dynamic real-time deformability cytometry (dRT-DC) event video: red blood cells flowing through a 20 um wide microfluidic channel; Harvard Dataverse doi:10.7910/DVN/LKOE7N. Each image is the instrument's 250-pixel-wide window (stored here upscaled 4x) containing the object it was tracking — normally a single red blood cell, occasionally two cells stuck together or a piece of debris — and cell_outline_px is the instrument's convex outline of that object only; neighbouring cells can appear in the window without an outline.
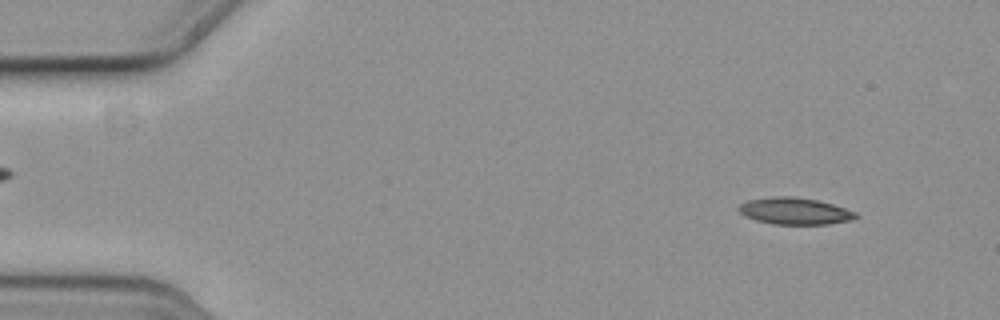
{"species": "common noctule bat (a hibernating species)", "species_latin": "Nyctalus noctula", "temperature_condition": "cold", "stored_images_in_passage": 58, "camera_frame_rate_fps": 3000, "um_per_image_px": 0.085, "animal": {"sex": "female", "body_mass_g": 19.3, "forearm_length_mm": 54.1}, "frame": {"image": 1, "passage_image": 5, "time_ms": 1.333, "image_size_px": [1000, 320], "cell_outline_px": [[860, 216], [852, 220], [828, 224], [772, 224], [756, 220], [744, 216], [740, 212], [740, 204], [748, 200], [772, 196], [792, 196], [816, 200], [832, 204], [856, 212]], "centroid_in_image_um": [67.57, 17.94], "position_along_channel_um": 17.4, "area_um2": 18.21}}
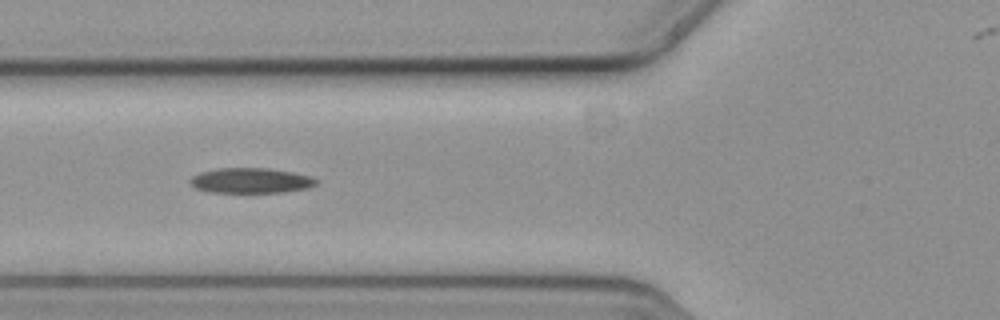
{"frame": {"image": 2, "passage_image": 21, "time_ms": 6.667, "image_size_px": [1000, 320], "cell_outline_px": [[316, 184], [308, 188], [284, 192], [208, 192], [196, 188], [192, 184], [192, 176], [200, 172], [216, 168], [268, 168], [292, 172], [308, 176], [316, 180]], "centroid_in_image_um": [21.3, 15.34], "position_along_channel_um": 104.5, "area_um2": 18.26}}
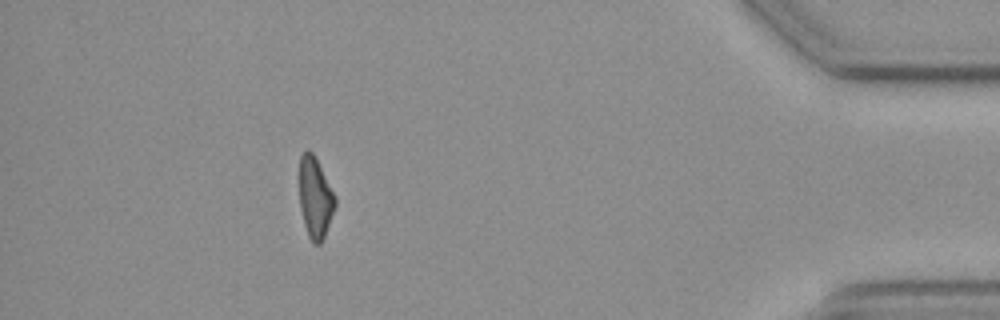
{"frame": {"image": 3, "passage_image": 51, "time_ms": 16.667, "image_size_px": [1000, 320], "cell_outline_px": [[336, 204], [324, 236], [320, 244], [312, 244], [308, 236], [304, 224], [300, 208], [300, 156], [308, 148], [312, 152], [336, 196]], "centroid_in_image_um": [26.79, 16.82], "position_along_channel_um": 408.4, "area_um2": 16.65}}